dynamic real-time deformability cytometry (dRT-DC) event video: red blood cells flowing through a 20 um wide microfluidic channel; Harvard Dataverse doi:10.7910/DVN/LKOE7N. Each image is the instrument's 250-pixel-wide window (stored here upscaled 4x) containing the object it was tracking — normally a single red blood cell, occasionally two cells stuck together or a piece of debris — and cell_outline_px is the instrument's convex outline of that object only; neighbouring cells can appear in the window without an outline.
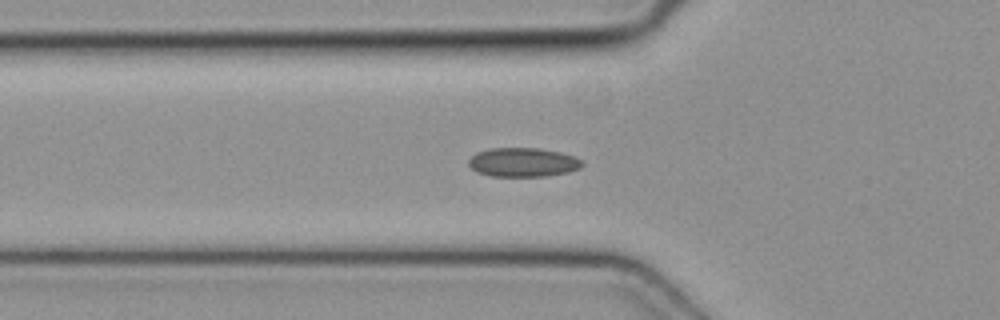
{"species": "common noctule bat (a hibernating species)", "species_latin": "Nyctalus noctula", "temperature_condition": "cold", "stored_images_in_passage": 31, "camera_frame_rate_fps": 3000, "um_per_image_px": 0.085, "animal": {"sex": "female", "body_mass_g": 19.3, "forearm_length_mm": 54.1}, "frame": {"image": 1, "passage_image": 4, "time_ms": 1.0, "image_size_px": [1000, 320], "cell_outline_px": [[584, 164], [580, 168], [568, 172], [548, 176], [492, 176], [476, 172], [468, 164], [468, 160], [476, 152], [488, 148], [540, 148], [560, 152], [584, 160]], "centroid_in_image_um": [44.46, 13.79], "position_along_channel_um": 81.3, "area_um2": 19.36}}
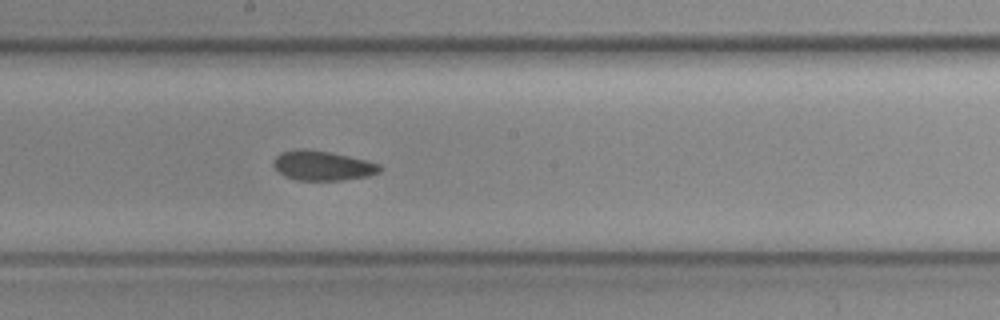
{"frame": {"image": 2, "passage_image": 14, "time_ms": 4.333, "image_size_px": [1000, 320], "cell_outline_px": [[384, 168], [380, 172], [368, 176], [340, 180], [296, 180], [284, 176], [272, 164], [272, 160], [280, 152], [296, 148], [304, 148], [328, 152], [368, 160], [380, 164]], "centroid_in_image_um": [27.41, 14.07], "position_along_channel_um": 220.8, "area_um2": 18.55}}
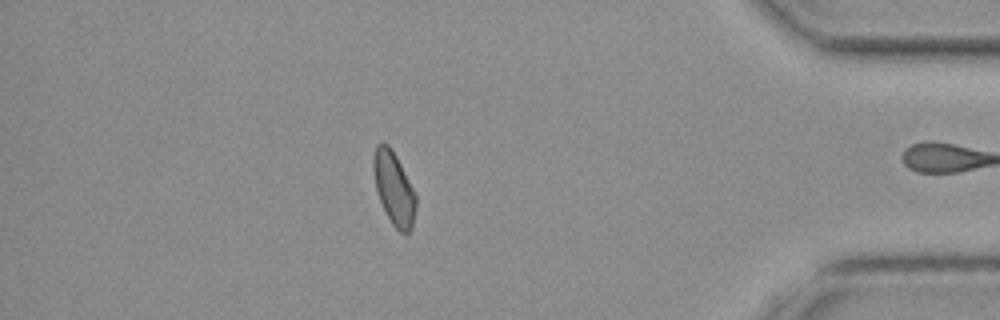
{"frame": {"image": 3, "passage_image": 30, "time_ms": 9.667, "image_size_px": [1000, 320], "cell_outline_px": [[416, 208], [412, 228], [404, 236], [392, 224], [380, 200], [376, 188], [372, 168], [372, 160], [376, 144], [388, 144], [396, 156], [416, 192]], "centroid_in_image_um": [33.5, 16.02], "position_along_channel_um": 401.7, "area_um2": 18.09}}